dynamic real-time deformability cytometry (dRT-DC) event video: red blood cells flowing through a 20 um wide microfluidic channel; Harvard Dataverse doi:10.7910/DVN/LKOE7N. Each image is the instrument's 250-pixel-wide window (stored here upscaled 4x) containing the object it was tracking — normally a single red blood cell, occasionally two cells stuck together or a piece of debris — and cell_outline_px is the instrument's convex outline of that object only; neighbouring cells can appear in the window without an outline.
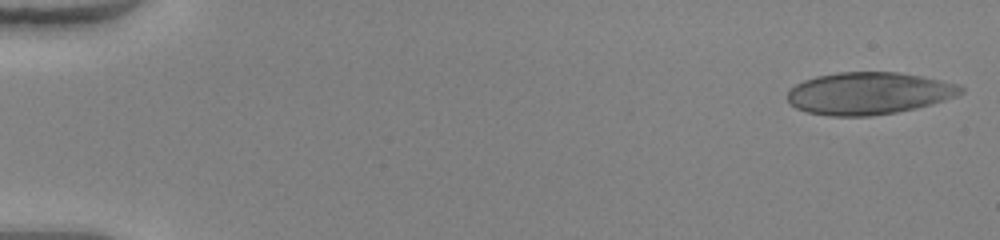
{"species": "human", "species_latin": "Homo sapiens", "temperature_condition": "warm", "stored_images_in_passage": 49, "camera_frame_rate_fps": 3000, "um_per_image_px": 0.085, "donor": {"sex": "female"}, "frame": {"image": 1, "passage_image": 1, "time_ms": 0.0, "image_size_px": [1000, 240], "cell_outline_px": [[964, 92], [956, 96], [932, 104], [916, 108], [896, 112], [868, 116], [828, 116], [808, 112], [796, 108], [788, 104], [788, 88], [804, 80], [816, 76], [836, 72], [896, 72], [920, 76], [960, 84], [964, 88]], "centroid_in_image_um": [73.82, 7.93], "position_along_channel_um": 11.2, "area_um2": 42.83}}
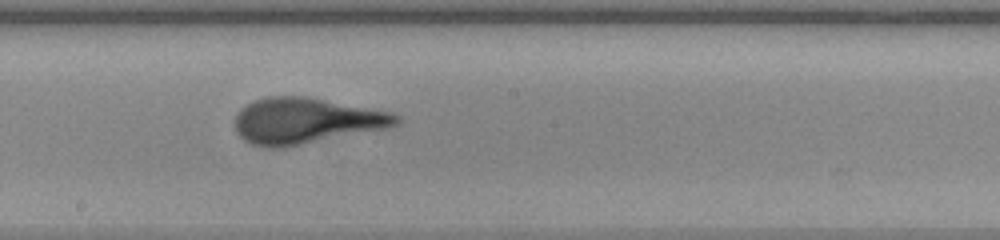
{"frame": {"image": 2, "passage_image": 28, "time_ms": 9.0, "image_size_px": [1000, 240], "cell_outline_px": [[400, 124], [388, 128], [284, 148], [268, 148], [252, 144], [244, 140], [236, 132], [236, 116], [240, 108], [256, 100], [268, 96], [304, 96], [392, 112], [400, 116]], "centroid_in_image_um": [26.02, 10.28], "position_along_channel_um": 222.2, "area_um2": 43.23}}
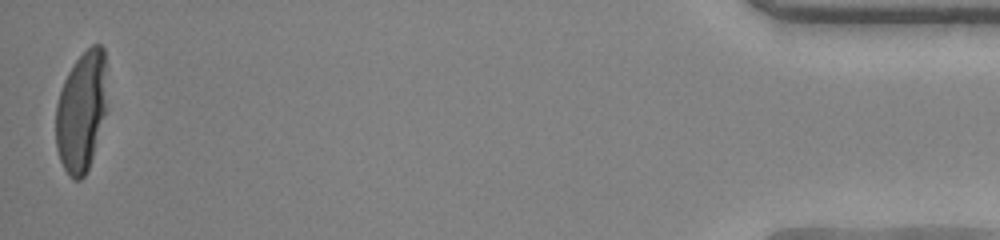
{"frame": {"image": 3, "passage_image": 49, "time_ms": 16.0, "image_size_px": [1000, 240], "cell_outline_px": [[108, 108], [88, 168], [84, 176], [80, 180], [72, 180], [68, 176], [60, 160], [56, 148], [56, 104], [64, 80], [68, 72], [76, 60], [92, 44], [100, 44], [104, 48]], "centroid_in_image_um": [6.93, 9.47], "position_along_channel_um": 428.3, "area_um2": 36.3}}